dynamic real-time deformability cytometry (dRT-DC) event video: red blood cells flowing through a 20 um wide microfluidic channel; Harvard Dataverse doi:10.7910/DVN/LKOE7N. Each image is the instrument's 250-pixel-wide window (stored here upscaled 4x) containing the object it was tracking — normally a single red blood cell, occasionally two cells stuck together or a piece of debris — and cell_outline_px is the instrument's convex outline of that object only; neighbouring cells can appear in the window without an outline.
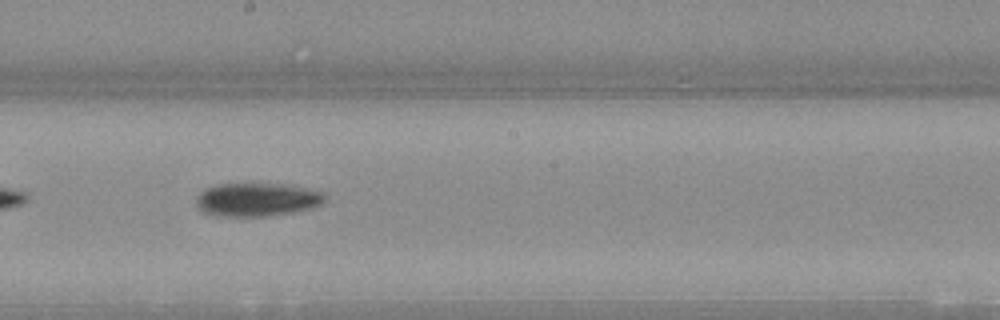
{"species": "Egyptian fruit bat (a non-hibernating species)", "species_latin": "Rousettus aegyptiacus", "temperature_condition": "warm", "stored_images_in_passage": 32, "camera_frame_rate_fps": 3000, "um_per_image_px": 0.085, "animal": {"sex": "female"}, "frame": {"image": 1, "passage_image": 14, "time_ms": 4.333, "image_size_px": [1000, 320], "cell_outline_px": [[324, 200], [320, 204], [312, 208], [292, 212], [268, 216], [216, 216], [204, 212], [196, 204], [196, 196], [200, 192], [216, 184], [288, 184], [320, 192], [324, 196]], "centroid_in_image_um": [21.8, 16.97], "position_along_channel_um": 226.4, "area_um2": 24.8}}
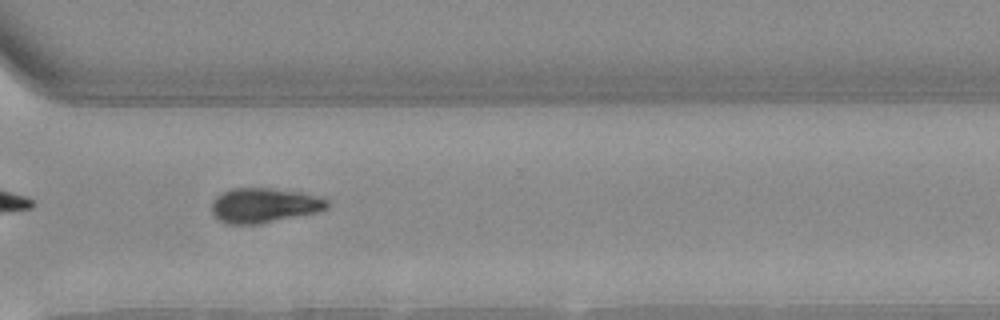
{"frame": {"image": 2, "passage_image": 23, "time_ms": 7.333, "image_size_px": [1000, 320], "cell_outline_px": [[328, 208], [320, 212], [260, 224], [224, 224], [216, 220], [212, 212], [212, 204], [216, 196], [232, 188], [268, 188], [300, 192], [328, 200]], "centroid_in_image_um": [22.43, 17.48], "position_along_channel_um": 348.2, "area_um2": 23.52}}